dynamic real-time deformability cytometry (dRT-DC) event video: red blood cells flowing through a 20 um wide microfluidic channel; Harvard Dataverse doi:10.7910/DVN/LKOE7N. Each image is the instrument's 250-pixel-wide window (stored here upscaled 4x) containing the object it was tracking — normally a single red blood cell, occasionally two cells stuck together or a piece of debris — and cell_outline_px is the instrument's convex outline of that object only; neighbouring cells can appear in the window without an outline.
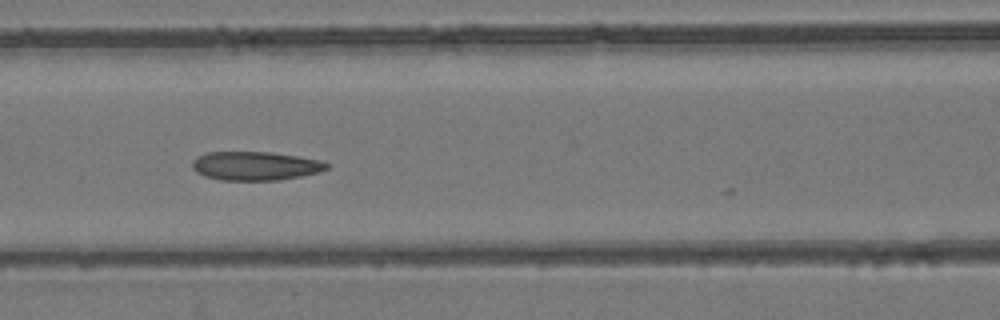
{"species": "common noctule bat (a hibernating species)", "species_latin": "Nyctalus noctula", "temperature_condition": "room temperature", "stored_images_in_passage": 29, "camera_frame_rate_fps": 3000, "um_per_image_px": 0.085, "animal": {"sex": "female", "body_mass_g": 24.6, "forearm_length_mm": 56.2}, "frame": {"image": 1, "passage_image": 24, "time_ms": 7.667, "image_size_px": [1000, 320], "cell_outline_px": [[332, 164], [328, 168], [320, 172], [280, 180], [224, 180], [204, 176], [196, 172], [192, 168], [192, 160], [196, 156], [208, 152], [268, 152], [296, 156], [320, 160]], "centroid_in_image_um": [21.7, 14.1], "position_along_channel_um": 144.9, "area_um2": 22.6}}
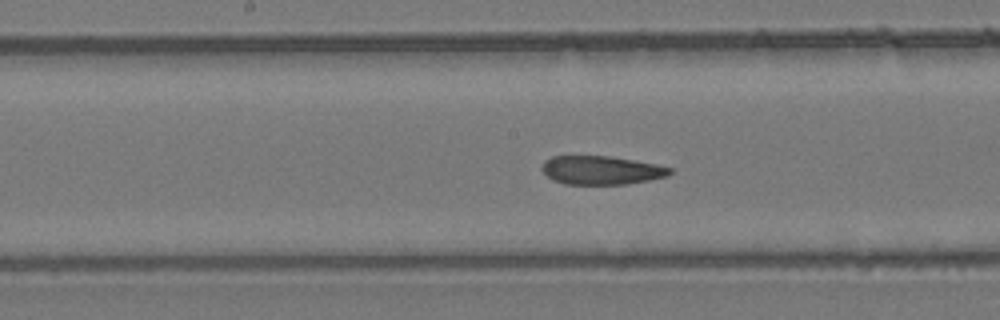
{"frame": {"image": 2, "passage_image": 28, "time_ms": 9.0, "image_size_px": [1000, 320], "cell_outline_px": [[672, 172], [668, 176], [628, 184], [564, 184], [552, 180], [540, 168], [544, 160], [552, 156], [608, 156], [656, 164], [672, 168]], "centroid_in_image_um": [51.09, 14.47], "position_along_channel_um": 197.1, "area_um2": 21.33}}